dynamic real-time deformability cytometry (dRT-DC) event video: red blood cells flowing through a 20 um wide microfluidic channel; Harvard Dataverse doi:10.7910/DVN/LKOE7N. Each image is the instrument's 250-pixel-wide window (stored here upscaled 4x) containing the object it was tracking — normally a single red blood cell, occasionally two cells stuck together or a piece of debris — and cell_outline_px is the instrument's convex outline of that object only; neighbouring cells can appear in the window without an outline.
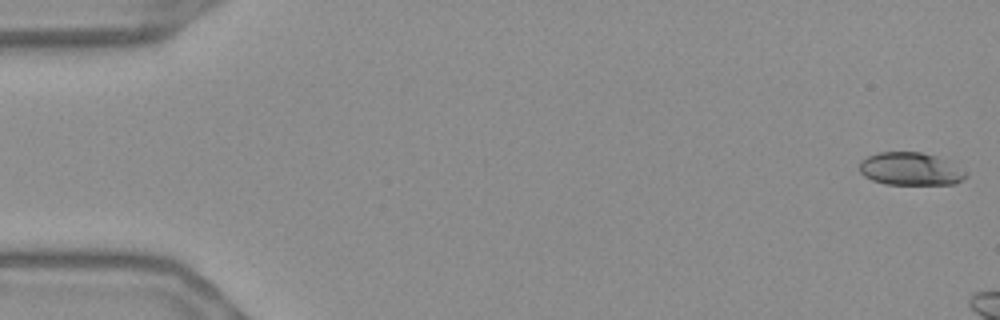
{"species": "Egyptian fruit bat (a non-hibernating species)", "species_latin": "Rousettus aegyptiacus", "temperature_condition": "warm", "stored_images_in_passage": 7, "camera_frame_rate_fps": 3000, "um_per_image_px": 0.085, "frame": {"image": 1, "passage_image": 1, "time_ms": 0.0, "image_size_px": [1000, 320], "cell_outline_px": [[968, 176], [956, 184], [884, 184], [872, 180], [864, 176], [860, 172], [860, 160], [868, 156], [880, 152], [920, 152], [936, 156], [968, 172]], "centroid_in_image_um": [77.38, 14.37], "position_along_channel_um": 7.6, "area_um2": 20.29}}